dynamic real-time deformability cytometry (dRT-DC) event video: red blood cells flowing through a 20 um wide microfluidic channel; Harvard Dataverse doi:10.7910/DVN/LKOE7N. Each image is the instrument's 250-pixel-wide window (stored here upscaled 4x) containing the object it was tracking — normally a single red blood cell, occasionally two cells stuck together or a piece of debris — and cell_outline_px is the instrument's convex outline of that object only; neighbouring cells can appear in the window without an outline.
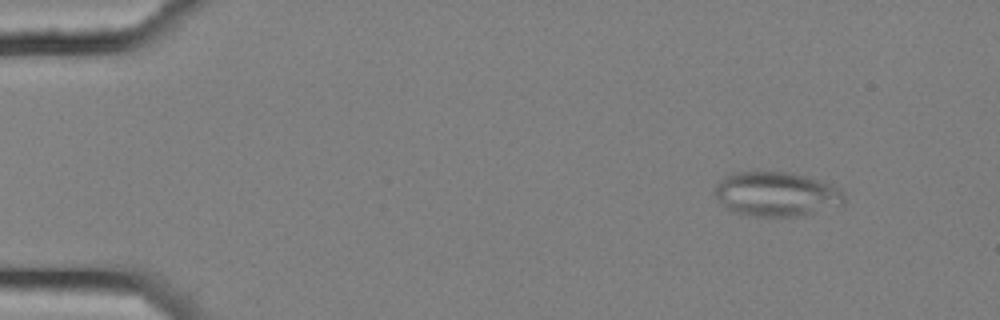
{"species": "common noctule bat (a hibernating species)", "species_latin": "Nyctalus noctula", "temperature_condition": "cold", "stored_images_in_passage": 4, "camera_frame_rate_fps": 3000, "um_per_image_px": 0.085, "animal": {"sex": "female", "body_mass_g": 25.1}, "frame": {"image": 1, "passage_image": 1, "time_ms": 0.0, "image_size_px": [1000, 320], "cell_outline_px": [[844, 204], [812, 212], [788, 216], [756, 216], [736, 212], [728, 208], [716, 196], [716, 184], [724, 176], [736, 172], [788, 172], [820, 180], [832, 184], [840, 188], [844, 192]], "centroid_in_image_um": [66.01, 16.47], "position_along_channel_um": 19.0, "area_um2": 32.89}}
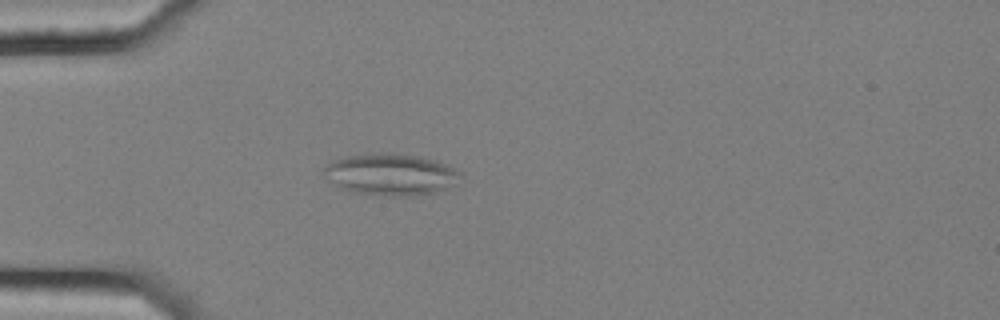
{"frame": {"image": 2, "passage_image": 4, "time_ms": 1.0, "image_size_px": [1000, 320], "cell_outline_px": [[464, 180], [456, 184], [436, 192], [416, 196], [388, 196], [356, 192], [340, 188], [324, 176], [324, 168], [328, 164], [336, 160], [348, 156], [380, 152], [388, 152], [424, 156], [448, 164], [464, 172]], "centroid_in_image_um": [33.35, 14.82], "position_along_channel_um": 51.7, "area_um2": 33.76}}